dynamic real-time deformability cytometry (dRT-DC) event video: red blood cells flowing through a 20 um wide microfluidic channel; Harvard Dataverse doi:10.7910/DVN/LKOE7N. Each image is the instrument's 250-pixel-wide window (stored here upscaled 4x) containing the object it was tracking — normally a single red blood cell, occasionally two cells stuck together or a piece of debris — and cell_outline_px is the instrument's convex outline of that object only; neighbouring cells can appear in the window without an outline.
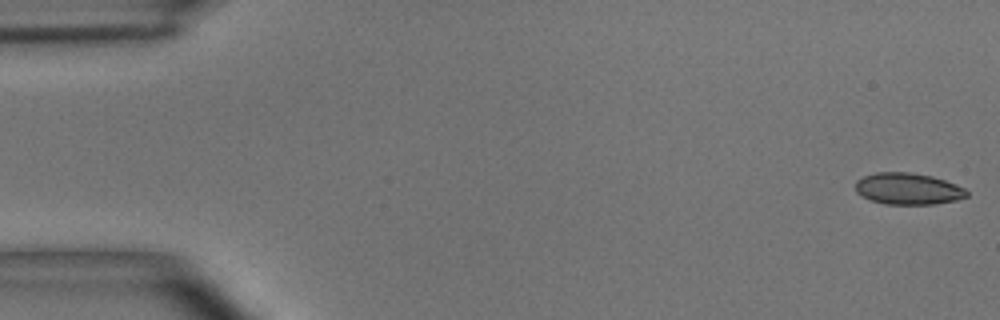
{"species": "common noctule bat (a hibernating species)", "species_latin": "Nyctalus noctula", "temperature_condition": "room temperature", "stored_images_in_passage": 55, "camera_frame_rate_fps": 3000, "um_per_image_px": 0.085, "animal": {"sex": "male", "body_mass_g": 15.6}, "frame": {"image": 1, "passage_image": 1, "time_ms": 0.0, "image_size_px": [1000, 320], "cell_outline_px": [[968, 196], [956, 200], [936, 204], [884, 204], [872, 200], [856, 192], [856, 180], [864, 176], [876, 172], [908, 172], [932, 176], [956, 184], [964, 188], [968, 192]], "centroid_in_image_um": [77.2, 16.04], "position_along_channel_um": 7.8, "area_um2": 20.4}}
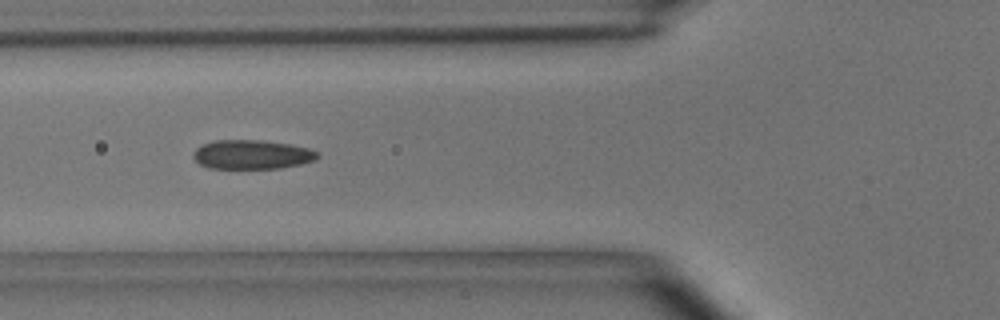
{"frame": {"image": 2, "passage_image": 20, "time_ms": 6.333, "image_size_px": [1000, 320], "cell_outline_px": [[320, 156], [316, 160], [300, 164], [280, 168], [208, 168], [200, 164], [192, 156], [192, 152], [200, 144], [216, 140], [260, 140], [288, 144], [308, 148], [320, 152]], "centroid_in_image_um": [21.4, 13.13], "position_along_channel_um": 104.4, "area_um2": 21.21}}
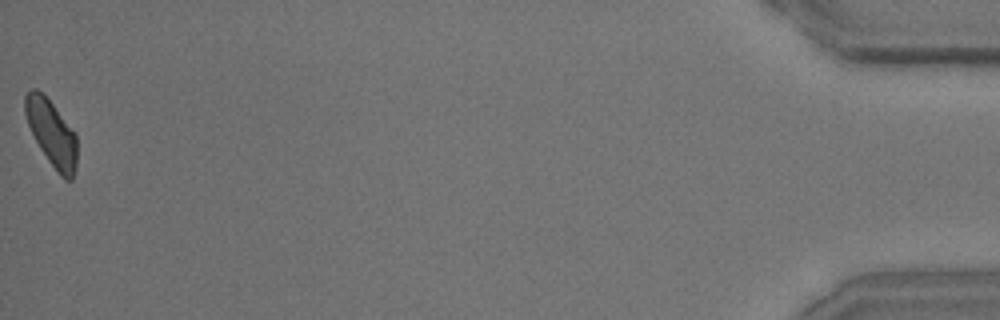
{"frame": {"image": 3, "passage_image": 55, "time_ms": 18.0, "image_size_px": [1000, 320], "cell_outline_px": [[76, 168], [72, 180], [64, 180], [60, 176], [48, 160], [40, 148], [28, 124], [24, 112], [24, 96], [32, 88], [36, 88], [52, 104], [76, 132]], "centroid_in_image_um": [4.4, 11.34], "position_along_channel_um": 430.8, "area_um2": 19.83}, "authors_computed_cell_mechanics": {"area_um2": 20.808, "velocity_mm_per_s": 3.6143, "shape_relaxation_time_tau1_ms": 5.7443, "shape_relaxation_time_tau2_ms": 2.0046, "deformation_change_tau1": 0.1278, "deformation_change_tau2": 0.0783}}